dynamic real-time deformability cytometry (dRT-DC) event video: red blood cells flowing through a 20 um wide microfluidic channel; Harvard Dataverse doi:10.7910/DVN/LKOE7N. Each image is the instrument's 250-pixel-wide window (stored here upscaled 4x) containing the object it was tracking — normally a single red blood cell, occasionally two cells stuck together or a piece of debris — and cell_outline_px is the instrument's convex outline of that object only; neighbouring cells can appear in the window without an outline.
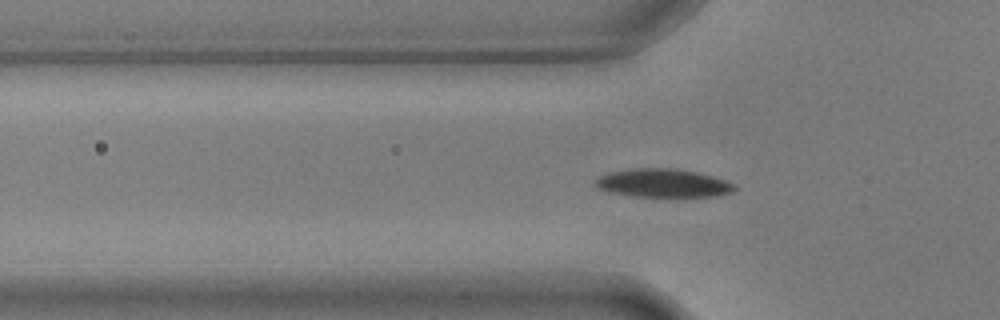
{"species": "common noctule bat (a hibernating species)", "species_latin": "Nyctalus noctula", "temperature_condition": "warm", "stored_images_in_passage": 46, "segment_of_instrument_passage": [1, 2], "camera_frame_rate_fps": 3000, "um_per_image_px": 0.085, "animal": {"sex": "male", "body_mass_g": 17.9, "forearm_length_mm": 54.2}, "frame": {"image": 1, "passage_image": 8, "time_ms": 2.333, "image_size_px": [1000, 320], "cell_outline_px": [[736, 188], [732, 192], [716, 196], [632, 196], [612, 192], [600, 188], [592, 184], [600, 176], [612, 172], [636, 168], [676, 168], [696, 172], [712, 176], [736, 184]], "centroid_in_image_um": [56.39, 15.56], "position_along_channel_um": 69.4, "area_um2": 22.72}}
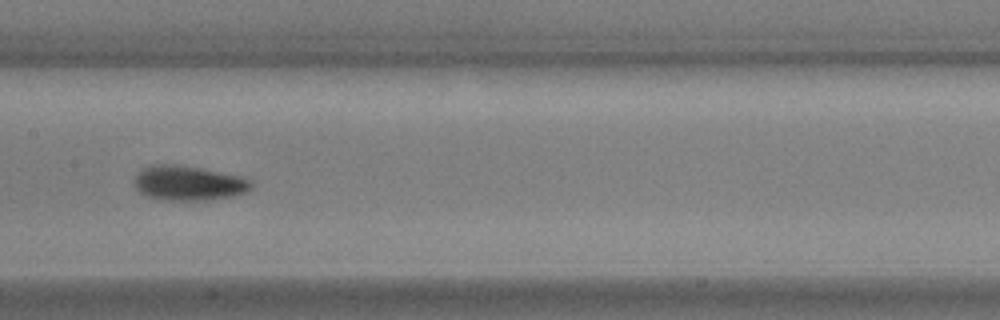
{"frame": {"image": 2, "passage_image": 18, "time_ms": 5.667, "image_size_px": [1000, 320], "cell_outline_px": [[252, 188], [248, 192], [236, 196], [204, 200], [160, 200], [148, 196], [140, 192], [136, 188], [136, 176], [144, 168], [152, 164], [176, 164], [200, 168], [240, 176], [252, 180]], "centroid_in_image_um": [16.08, 15.57], "position_along_channel_um": 191.3, "area_um2": 23.64}}
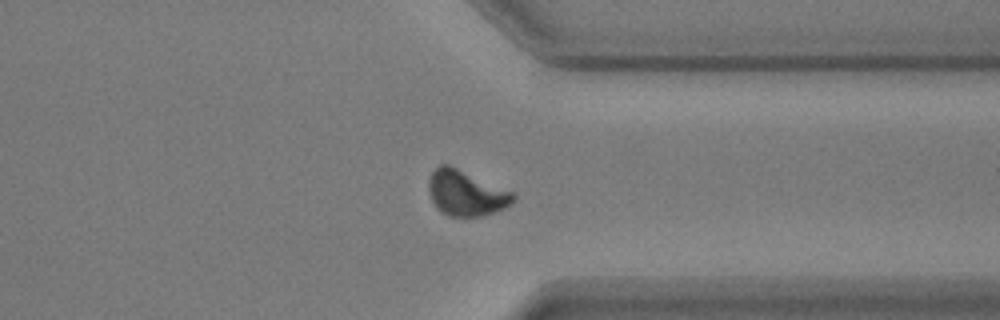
{"frame": {"image": 3, "passage_image": 33, "time_ms": 10.667, "image_size_px": [1000, 320], "cell_outline_px": [[516, 200], [512, 204], [504, 208], [484, 216], [448, 216], [440, 212], [436, 208], [428, 192], [428, 180], [432, 172], [440, 164], [448, 164], [512, 192], [516, 196]], "centroid_in_image_um": [39.59, 16.43], "position_along_channel_um": 371.8, "area_um2": 22.37}}